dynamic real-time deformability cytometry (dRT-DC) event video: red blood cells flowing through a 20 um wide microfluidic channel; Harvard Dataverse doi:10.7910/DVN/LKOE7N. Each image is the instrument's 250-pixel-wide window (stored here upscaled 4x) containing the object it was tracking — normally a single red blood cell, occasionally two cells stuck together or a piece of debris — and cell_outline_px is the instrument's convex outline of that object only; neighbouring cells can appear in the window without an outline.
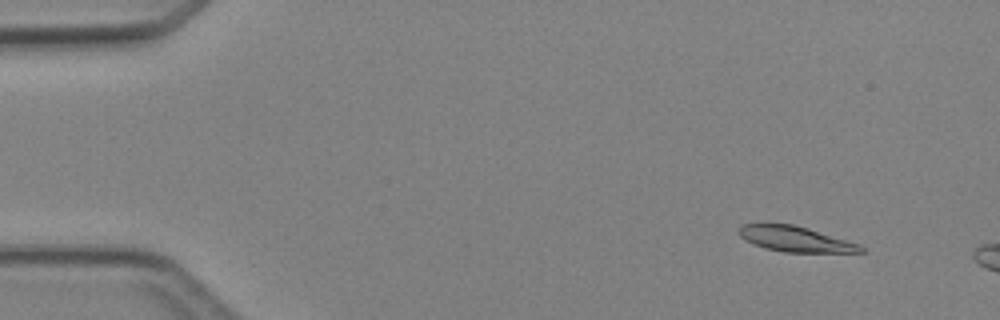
{"species": "Egyptian fruit bat (a non-hibernating species)", "species_latin": "Rousettus aegyptiacus", "temperature_condition": "cold", "stored_images_in_passage": 4, "camera_frame_rate_fps": 3000, "um_per_image_px": 0.085, "animal": {"sex": "female"}, "frame": {"image": 1, "passage_image": 2, "time_ms": 1.333, "image_size_px": [1000, 320], "cell_outline_px": [[864, 252], [784, 252], [764, 248], [752, 244], [744, 240], [736, 232], [740, 224], [792, 224], [808, 228], [860, 244], [864, 248]], "centroid_in_image_um": [67.55, 20.32], "position_along_channel_um": 17.4, "area_um2": 18.09}}